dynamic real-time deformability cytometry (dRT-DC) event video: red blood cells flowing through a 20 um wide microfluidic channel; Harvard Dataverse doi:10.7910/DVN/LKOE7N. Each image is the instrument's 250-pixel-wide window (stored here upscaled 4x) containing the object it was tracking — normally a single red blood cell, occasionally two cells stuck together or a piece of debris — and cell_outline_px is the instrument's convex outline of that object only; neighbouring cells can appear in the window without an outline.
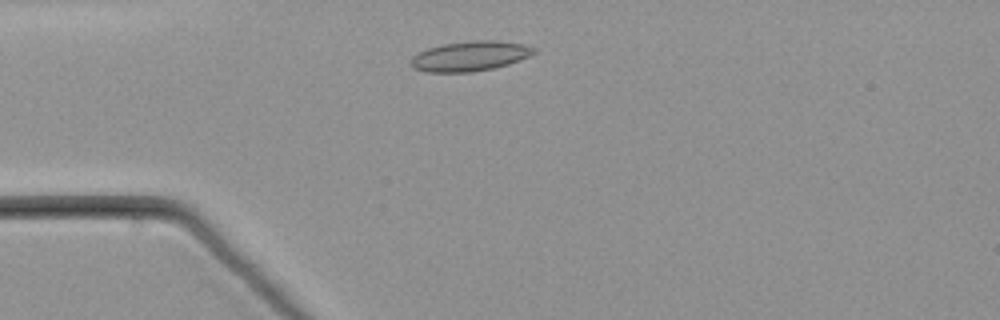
{"species": "common noctule bat (a hibernating species)", "species_latin": "Nyctalus noctula", "temperature_condition": "warm", "stored_images_in_passage": 45, "camera_frame_rate_fps": 3000, "um_per_image_px": 0.085, "animal": {"sex": "male", "body_mass_g": 21.5, "forearm_length_mm": 52.0}, "frame": {"image": 1, "passage_image": 5, "time_ms": 1.333, "image_size_px": [1000, 320], "cell_outline_px": [[536, 52], [528, 56], [508, 64], [492, 68], [472, 72], [428, 72], [412, 68], [408, 64], [412, 56], [428, 48], [444, 44], [472, 40], [496, 40], [524, 44], [536, 48]], "centroid_in_image_um": [39.92, 4.77], "position_along_channel_um": 45.1, "area_um2": 21.44}}
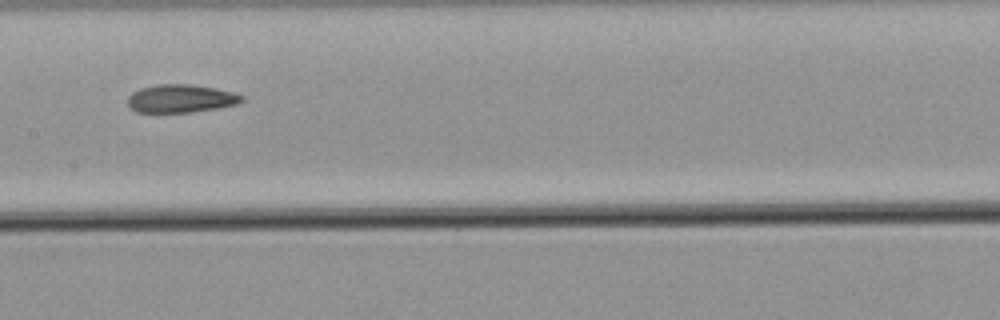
{"frame": {"image": 2, "passage_image": 18, "time_ms": 5.667, "image_size_px": [1000, 320], "cell_outline_px": [[244, 100], [236, 104], [216, 108], [188, 112], [136, 112], [128, 104], [128, 96], [132, 92], [140, 88], [156, 84], [192, 84], [216, 88], [232, 92], [244, 96]], "centroid_in_image_um": [15.36, 8.36], "position_along_channel_um": 192.0, "area_um2": 18.61}}
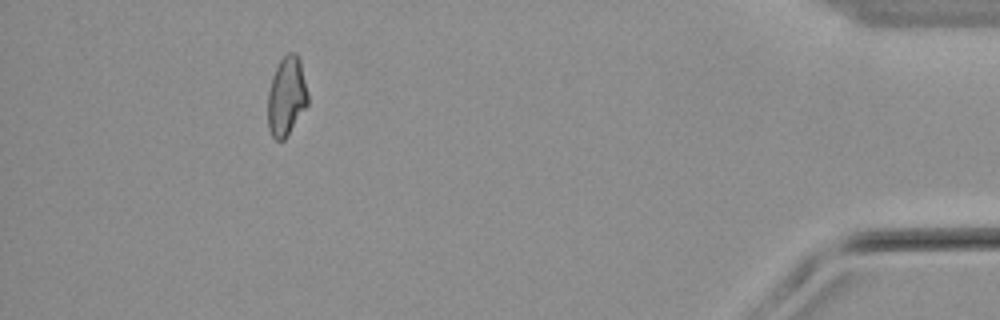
{"frame": {"image": 3, "passage_image": 40, "time_ms": 13.0, "image_size_px": [1000, 320], "cell_outline_px": [[308, 104], [284, 140], [276, 140], [272, 136], [268, 128], [268, 92], [272, 76], [280, 60], [288, 52], [296, 52], [300, 60], [308, 92]], "centroid_in_image_um": [24.35, 8.17], "position_along_channel_um": 410.8, "area_um2": 18.44}}